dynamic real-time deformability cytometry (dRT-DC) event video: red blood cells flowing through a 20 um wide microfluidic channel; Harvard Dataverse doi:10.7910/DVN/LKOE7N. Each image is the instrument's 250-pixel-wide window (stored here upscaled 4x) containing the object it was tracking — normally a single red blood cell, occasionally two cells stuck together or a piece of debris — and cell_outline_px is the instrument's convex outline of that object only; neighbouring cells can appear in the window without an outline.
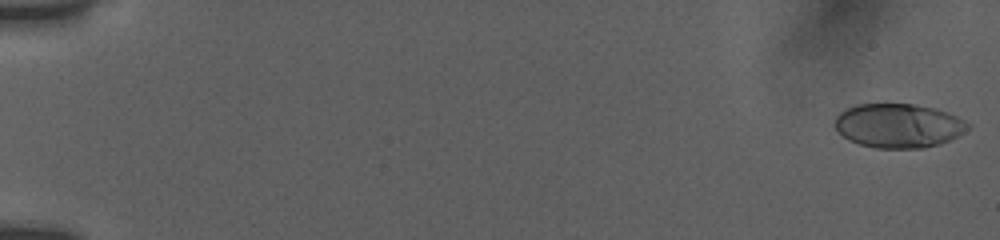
{"species": "human", "species_latin": "Homo sapiens", "temperature_condition": "room temperature", "stored_images_in_passage": 54, "camera_frame_rate_fps": 3000, "um_per_image_px": 0.085, "donor": {"sex": "female"}, "frame": {"image": 1, "passage_image": 1, "time_ms": 0.0, "image_size_px": [1000, 240], "cell_outline_px": [[972, 124], [964, 132], [940, 144], [920, 148], [876, 148], [860, 144], [848, 140], [836, 128], [836, 116], [840, 112], [848, 108], [860, 104], [916, 104], [936, 108], [948, 112]], "centroid_in_image_um": [76.4, 10.67], "position_along_channel_um": 8.6, "area_um2": 34.04}}
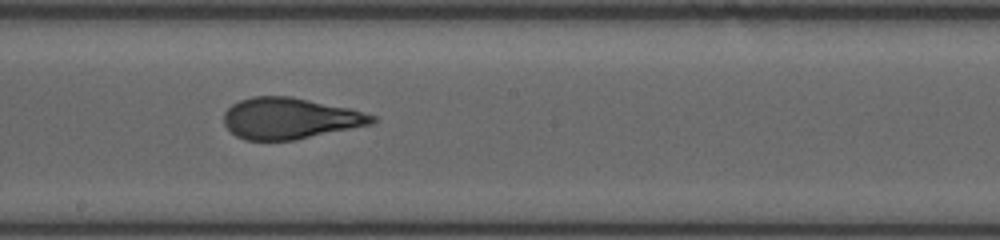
{"frame": {"image": 2, "passage_image": 32, "time_ms": 10.333, "image_size_px": [1000, 240], "cell_outline_px": [[376, 120], [372, 124], [292, 140], [244, 140], [236, 136], [224, 124], [224, 112], [232, 104], [240, 100], [252, 96], [292, 96], [352, 108], [376, 116]], "centroid_in_image_um": [24.64, 10.04], "position_along_channel_um": 223.6, "area_um2": 35.6}}
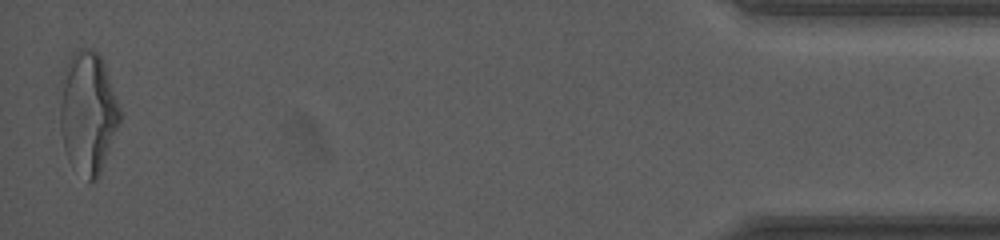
{"frame": {"image": 3, "passage_image": 54, "time_ms": 17.667, "image_size_px": [1000, 240], "cell_outline_px": [[120, 124], [100, 172], [96, 180], [88, 180], [68, 160], [64, 148], [60, 132], [60, 80], [68, 60], [80, 48], [88, 48], [96, 52], [100, 56], [104, 64], [120, 108]], "centroid_in_image_um": [7.45, 9.56], "position_along_channel_um": 427.7, "area_um2": 42.31}, "authors_computed_cell_mechanics": {"area_um2": 35.4314, "velocity_mm_per_s": 3.8622, "shape_relaxation_time_tau1_ms": 6.1799, "shape_relaxation_time_tau2_ms": 0.9332, "deformation_change_tau1": 0.215, "deformation_change_tau2": 0.0859}}